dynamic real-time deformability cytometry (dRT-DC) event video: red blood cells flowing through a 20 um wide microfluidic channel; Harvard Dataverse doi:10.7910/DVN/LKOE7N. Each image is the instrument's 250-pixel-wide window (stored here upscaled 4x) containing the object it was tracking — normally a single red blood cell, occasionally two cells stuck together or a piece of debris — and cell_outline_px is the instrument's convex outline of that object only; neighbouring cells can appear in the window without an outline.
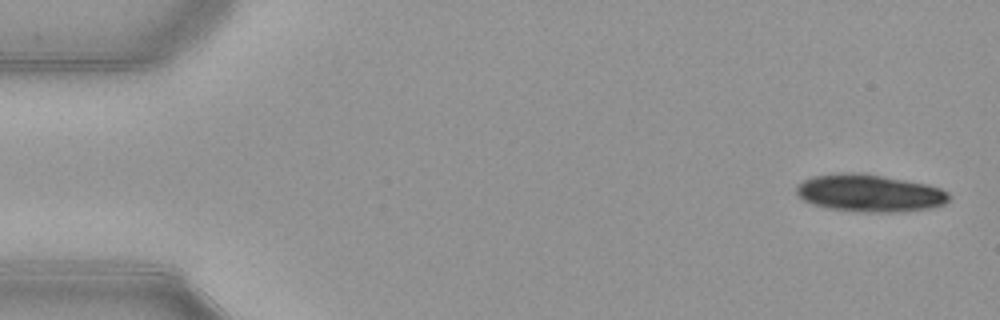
{"species": "common noctule bat (a hibernating species)", "species_latin": "Nyctalus noctula", "temperature_condition": "warm", "stored_images_in_passage": 36, "camera_frame_rate_fps": 3000, "um_per_image_px": 0.085, "animal": {"sex": "female", "body_mass_g": 21.9}, "frame": {"image": 1, "passage_image": 1, "time_ms": 0.0, "image_size_px": [1000, 320], "cell_outline_px": [[948, 200], [944, 204], [928, 208], [892, 212], [860, 212], [824, 208], [812, 204], [804, 200], [796, 192], [796, 184], [812, 176], [840, 172], [880, 176], [904, 180], [924, 184], [940, 188], [948, 192]], "centroid_in_image_um": [73.84, 16.42], "position_along_channel_um": 11.2, "area_um2": 32.83}}
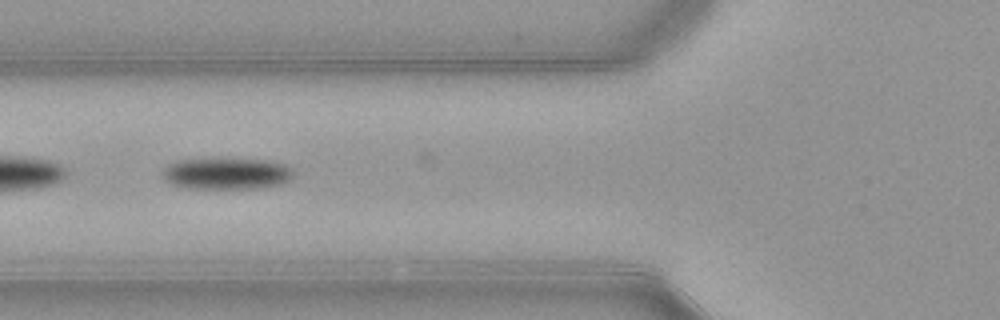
{"frame": {"image": 2, "passage_image": 19, "time_ms": 6.0, "image_size_px": [1000, 320], "cell_outline_px": [[292, 176], [288, 180], [280, 184], [256, 188], [188, 188], [172, 184], [164, 180], [160, 176], [160, 172], [168, 164], [180, 160], [264, 160], [284, 164], [292, 168]], "centroid_in_image_um": [19.2, 14.77], "position_along_channel_um": 106.6, "area_um2": 23.58}}
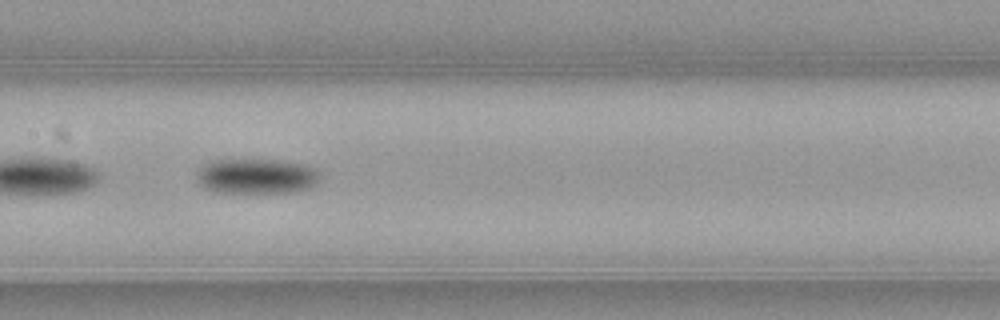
{"frame": {"image": 3, "passage_image": 25, "time_ms": 8.0, "image_size_px": [1000, 320], "cell_outline_px": [[320, 180], [316, 184], [308, 188], [292, 192], [216, 192], [204, 188], [196, 180], [196, 172], [208, 160], [284, 160], [304, 164], [312, 168], [320, 176]], "centroid_in_image_um": [21.76, 14.97], "position_along_channel_um": 185.6, "area_um2": 25.32}}